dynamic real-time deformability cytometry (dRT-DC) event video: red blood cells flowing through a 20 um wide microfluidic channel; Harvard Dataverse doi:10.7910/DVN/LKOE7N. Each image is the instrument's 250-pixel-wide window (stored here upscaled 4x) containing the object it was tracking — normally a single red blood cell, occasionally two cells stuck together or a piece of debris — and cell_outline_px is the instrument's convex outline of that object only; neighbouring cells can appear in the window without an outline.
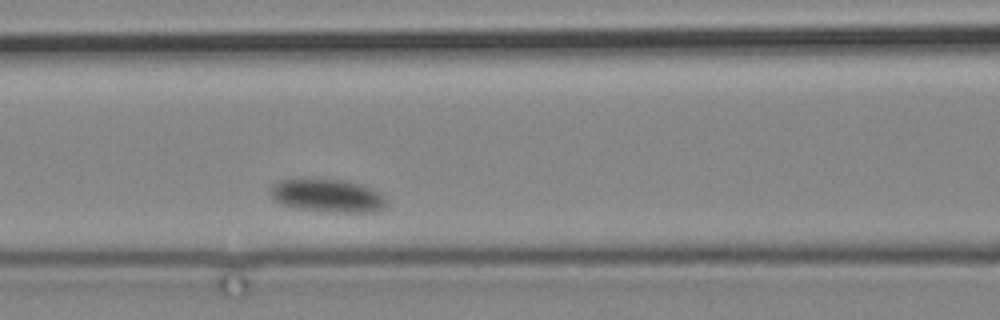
{"species": "common noctule bat (a hibernating species)", "species_latin": "Nyctalus noctula", "temperature_condition": "cold", "stored_images_in_passage": 6, "camera_frame_rate_fps": 3000, "um_per_image_px": 0.085, "animal": {"sex": "male", "body_mass_g": 19.2, "forearm_length_mm": 51.8}, "frame": {"image": 1, "passage_image": 6, "time_ms": 6.667, "image_size_px": [1000, 320], "cell_outline_px": [[388, 204], [384, 208], [376, 212], [328, 212], [300, 208], [280, 204], [272, 200], [268, 192], [268, 188], [272, 184], [280, 180], [344, 180], [360, 184], [372, 188], [380, 192], [384, 196]], "centroid_in_image_um": [27.84, 16.65], "position_along_channel_um": 138.8, "area_um2": 22.54}}